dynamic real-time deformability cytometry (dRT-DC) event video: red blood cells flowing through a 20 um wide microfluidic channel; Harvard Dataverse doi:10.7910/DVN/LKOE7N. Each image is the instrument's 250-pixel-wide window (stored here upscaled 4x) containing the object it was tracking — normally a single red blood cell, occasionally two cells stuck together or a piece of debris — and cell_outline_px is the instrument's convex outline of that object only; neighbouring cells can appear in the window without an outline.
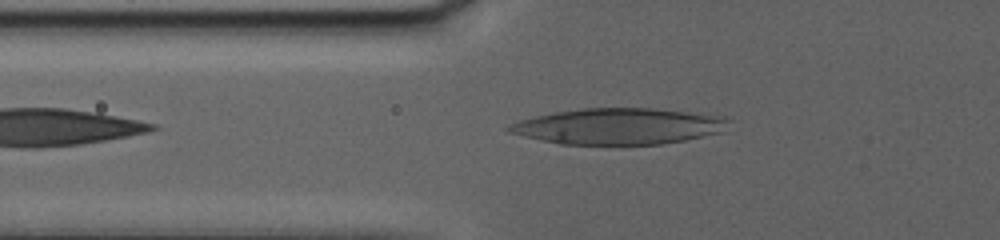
{"species": "human", "species_latin": "Homo sapiens", "temperature_condition": "warm", "stored_images_in_passage": 56, "camera_frame_rate_fps": 3000, "um_per_image_px": 0.085, "donor": {"sex": "female"}, "frame": {"image": 1, "passage_image": 2, "time_ms": 0.333, "image_size_px": [1000, 240], "cell_outline_px": [[732, 120], [720, 132], [684, 140], [660, 144], [560, 144], [524, 136], [508, 132], [504, 128], [508, 124], [520, 120], [536, 116], [556, 112], [580, 108], [652, 108], [700, 112], [724, 116]], "centroid_in_image_um": [52.61, 10.72], "position_along_channel_um": 73.2, "area_um2": 46.3}}
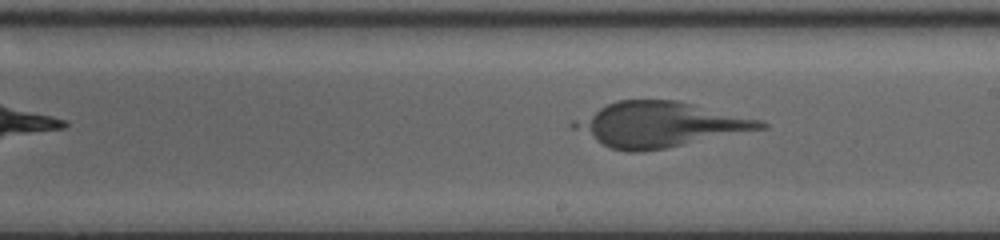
{"frame": {"image": 2, "passage_image": 23, "time_ms": 7.333, "image_size_px": [1000, 240], "cell_outline_px": [[768, 128], [664, 148], [636, 152], [628, 152], [612, 148], [572, 128], [568, 124], [572, 120], [616, 100], [676, 100], [764, 120], [768, 124]], "centroid_in_image_um": [56.11, 10.57], "position_along_channel_um": 232.9, "area_um2": 48.38}}
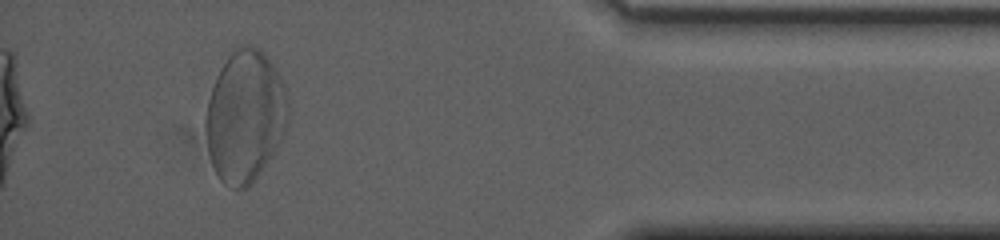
{"frame": {"image": 3, "passage_image": 50, "time_ms": 16.333, "image_size_px": [1000, 240], "cell_outline_px": [[288, 124], [280, 140], [256, 176], [244, 188], [228, 188], [220, 180], [212, 164], [208, 152], [204, 128], [204, 116], [208, 100], [216, 76], [220, 68], [236, 44], [256, 44], [264, 52], [272, 64], [288, 96]], "centroid_in_image_um": [20.79, 9.82], "position_along_channel_um": 414.4, "area_um2": 63.23}}